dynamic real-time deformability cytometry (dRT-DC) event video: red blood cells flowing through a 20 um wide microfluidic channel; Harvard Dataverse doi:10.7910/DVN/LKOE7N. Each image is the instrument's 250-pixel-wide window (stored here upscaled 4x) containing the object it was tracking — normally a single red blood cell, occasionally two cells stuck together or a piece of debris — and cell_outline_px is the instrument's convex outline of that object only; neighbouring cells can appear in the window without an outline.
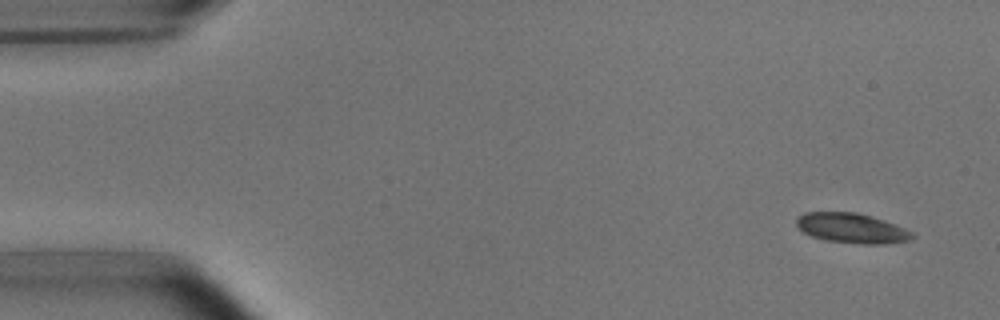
{"species": "common noctule bat (a hibernating species)", "species_latin": "Nyctalus noctula", "temperature_condition": "room temperature", "stored_images_in_passage": 6, "camera_frame_rate_fps": 3000, "um_per_image_px": 0.085, "animal": {"sex": "male", "body_mass_g": 15.6}, "frame": {"image": 1, "passage_image": 1, "time_ms": 0.0, "image_size_px": [1000, 320], "cell_outline_px": [[916, 236], [908, 240], [884, 244], [864, 244], [828, 240], [812, 236], [804, 232], [796, 224], [796, 220], [804, 212], [856, 212], [872, 216], [884, 220], [904, 228], [912, 232]], "centroid_in_image_um": [72.42, 19.38], "position_along_channel_um": 12.6, "area_um2": 19.94}}
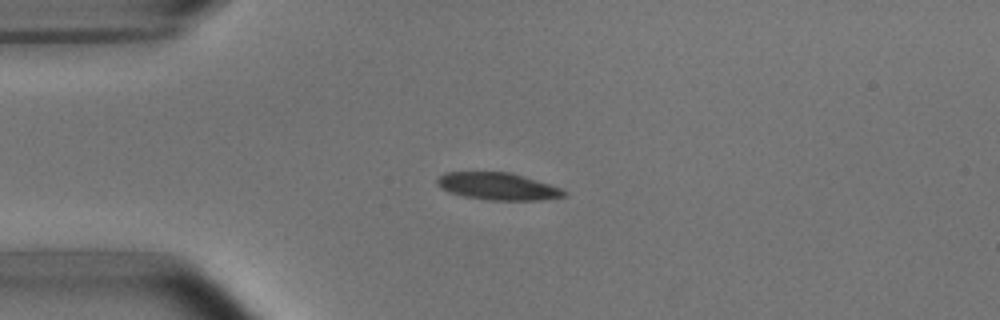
{"frame": {"image": 2, "passage_image": 4, "time_ms": 3.333, "image_size_px": [1000, 320], "cell_outline_px": [[568, 192], [564, 196], [540, 200], [488, 200], [464, 196], [448, 192], [440, 188], [436, 184], [436, 180], [444, 172], [512, 172], [560, 188]], "centroid_in_image_um": [42.27, 15.83], "position_along_channel_um": 42.7, "area_um2": 20.11}}